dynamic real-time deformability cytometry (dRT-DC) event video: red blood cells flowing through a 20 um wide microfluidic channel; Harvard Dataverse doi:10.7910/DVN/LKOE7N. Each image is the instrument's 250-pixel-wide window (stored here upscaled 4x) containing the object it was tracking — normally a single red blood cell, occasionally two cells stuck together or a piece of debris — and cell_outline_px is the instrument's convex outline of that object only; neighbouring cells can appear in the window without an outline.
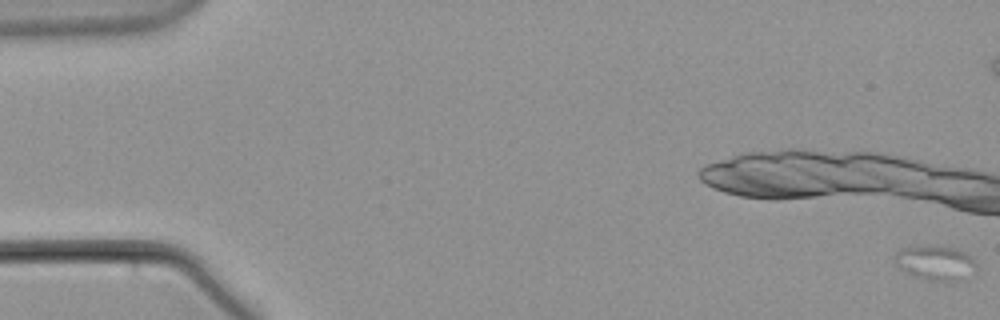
{"species": "common noctule bat (a hibernating species)", "species_latin": "Nyctalus noctula", "temperature_condition": "warm", "stored_images_in_passage": 15, "camera_frame_rate_fps": 3000, "um_per_image_px": 0.085, "animal": {"sex": "male", "body_mass_g": 21.5, "forearm_length_mm": 52.0}, "frame": {"image": 1, "passage_image": 1, "time_ms": 0.0, "image_size_px": [1000, 320], "cell_outline_px": [[976, 272], [972, 276], [956, 280], [928, 280], [912, 276], [900, 268], [896, 264], [896, 252], [904, 248], [940, 244], [956, 248], [972, 256], [976, 264]], "centroid_in_image_um": [79.57, 22.32], "position_along_channel_um": 5.4, "area_um2": 16.59}}